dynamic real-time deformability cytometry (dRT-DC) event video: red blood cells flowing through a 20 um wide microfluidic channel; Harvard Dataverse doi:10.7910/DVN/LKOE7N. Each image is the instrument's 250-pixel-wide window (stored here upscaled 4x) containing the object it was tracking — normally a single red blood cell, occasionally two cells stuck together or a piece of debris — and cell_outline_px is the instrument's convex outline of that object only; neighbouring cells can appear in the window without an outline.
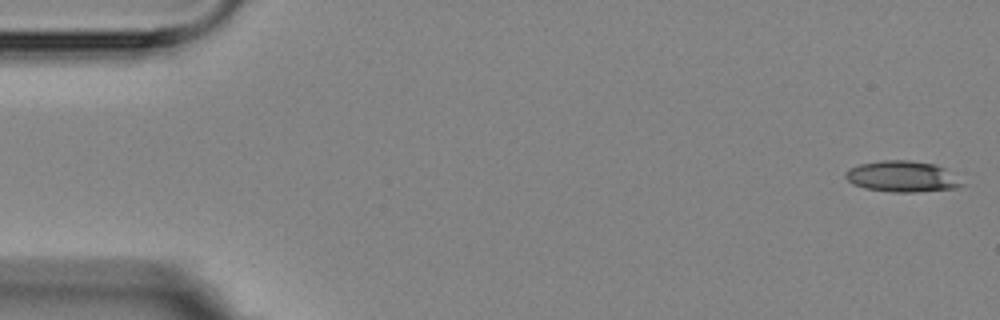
{"species": "Egyptian fruit bat (a non-hibernating species)", "species_latin": "Rousettus aegyptiacus", "temperature_condition": "room temperature", "stored_images_in_passage": 6, "camera_frame_rate_fps": 3000, "um_per_image_px": 0.085, "animal": {"sex": "female"}, "frame": {"image": 1, "passage_image": 1, "time_ms": 0.0, "image_size_px": [1000, 320], "cell_outline_px": [[968, 184], [960, 188], [916, 192], [892, 192], [864, 188], [852, 184], [844, 176], [844, 172], [848, 168], [860, 164], [880, 160], [908, 160], [936, 164], [944, 168]], "centroid_in_image_um": [76.71, 15.01], "position_along_channel_um": 8.3, "area_um2": 21.44}}